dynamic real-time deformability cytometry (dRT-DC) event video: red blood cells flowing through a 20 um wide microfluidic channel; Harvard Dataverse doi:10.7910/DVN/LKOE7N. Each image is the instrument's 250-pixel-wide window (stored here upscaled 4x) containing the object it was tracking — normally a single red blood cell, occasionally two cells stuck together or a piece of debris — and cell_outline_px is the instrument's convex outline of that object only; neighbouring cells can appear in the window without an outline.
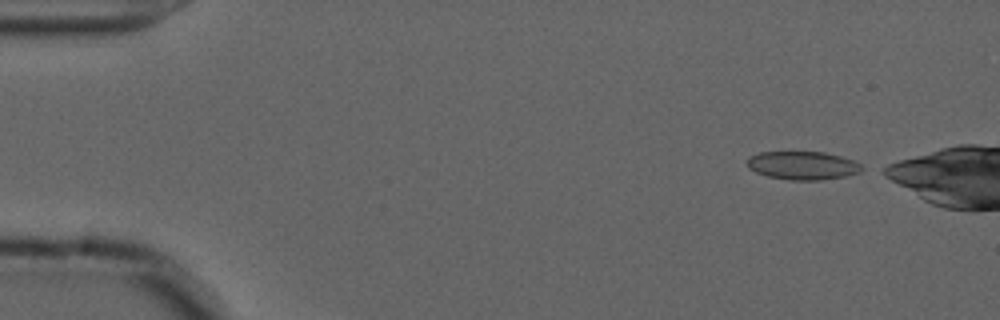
{"species": "common noctule bat (a hibernating species)", "species_latin": "Nyctalus noctula", "temperature_condition": "cold", "stored_images_in_passage": 59, "camera_frame_rate_fps": 3000, "um_per_image_px": 0.085, "animal": {"sex": "male", "forearm_length_mm": 52.5}, "frame": {"image": 1, "passage_image": 1, "time_ms": 0.0, "image_size_px": [1000, 320], "cell_outline_px": [[868, 168], [860, 172], [848, 176], [820, 180], [788, 180], [768, 176], [756, 172], [748, 168], [748, 156], [760, 152], [824, 152], [840, 156], [852, 160]], "centroid_in_image_um": [68.27, 14.07], "position_along_channel_um": 16.7, "area_um2": 19.07}}
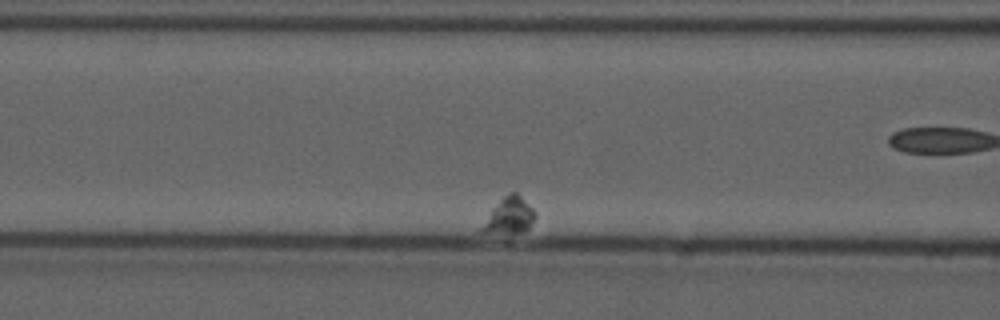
{"frame": {"image": 2, "passage_image": 15, "time_ms": 4.667, "image_size_px": [1000, 320], "cell_outline_px": [[536, 216], [528, 228], [524, 232], [480, 232], [476, 228], [492, 208], [508, 192], [516, 192], [536, 212]], "centroid_in_image_um": [43.22, 18.33], "position_along_channel_um": 123.4, "area_um2": 11.27}}
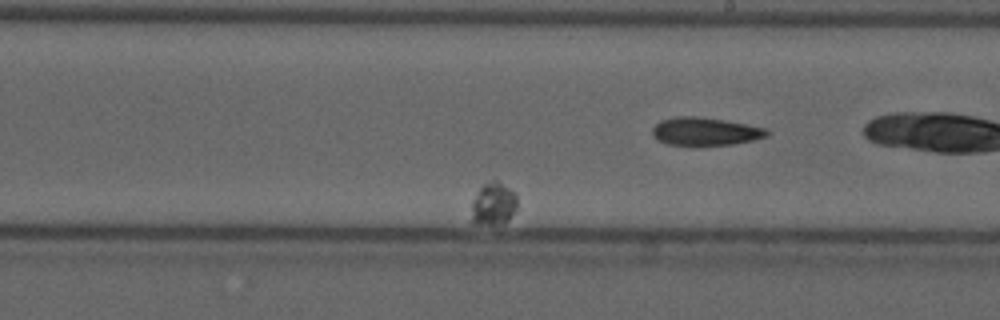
{"frame": {"image": 3, "passage_image": 33, "time_ms": 10.667, "image_size_px": [1000, 320], "cell_outline_px": [[516, 208], [504, 224], [476, 224], [472, 220], [472, 200], [480, 188], [484, 184], [492, 180], [496, 180], [516, 192]], "centroid_in_image_um": [41.94, 17.32], "position_along_channel_um": 247.1, "area_um2": 11.27}}